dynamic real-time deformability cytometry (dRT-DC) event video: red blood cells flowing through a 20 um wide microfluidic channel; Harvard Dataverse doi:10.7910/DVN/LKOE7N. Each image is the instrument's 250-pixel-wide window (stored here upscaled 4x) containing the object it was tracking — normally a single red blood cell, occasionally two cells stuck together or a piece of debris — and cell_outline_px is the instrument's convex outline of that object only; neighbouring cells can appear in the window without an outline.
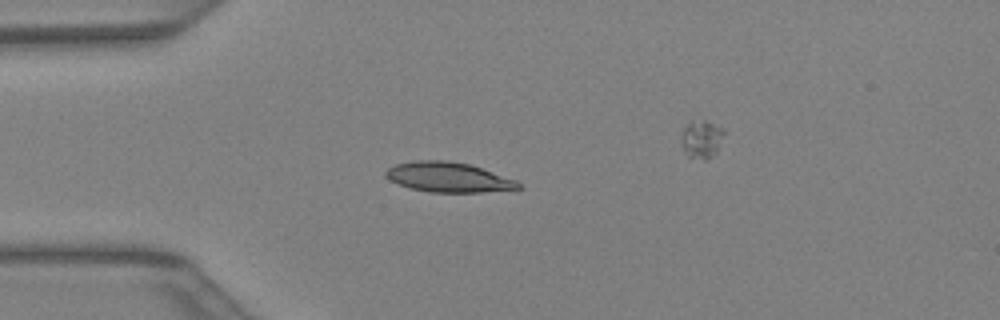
{"species": "Egyptian fruit bat (a non-hibernating species)", "species_latin": "Rousettus aegyptiacus", "temperature_condition": "warm", "stored_images_in_passage": 32, "camera_frame_rate_fps": 3000, "um_per_image_px": 0.085, "animal": {"sex": "female"}, "frame": {"image": 1, "passage_image": 1, "time_ms": 0.0, "image_size_px": [1000, 320], "cell_outline_px": [[524, 188], [480, 192], [432, 192], [412, 188], [400, 184], [384, 176], [384, 172], [388, 168], [396, 164], [416, 160], [448, 160], [468, 164], [516, 180]], "centroid_in_image_um": [38.1, 15.06], "position_along_channel_um": 46.9, "area_um2": 22.77}}
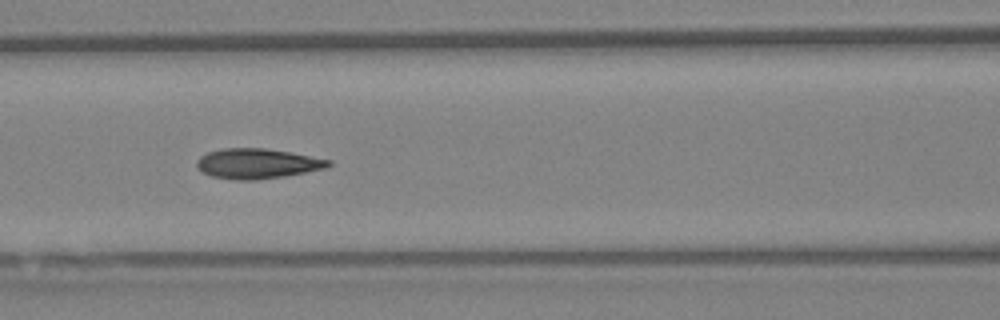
{"frame": {"image": 2, "passage_image": 8, "time_ms": 2.333, "image_size_px": [1000, 320], "cell_outline_px": [[332, 164], [328, 168], [284, 176], [256, 180], [236, 180], [212, 176], [204, 172], [196, 164], [196, 160], [200, 156], [208, 152], [224, 148], [264, 148], [288, 152], [332, 160]], "centroid_in_image_um": [21.89, 13.9], "position_along_channel_um": 144.7, "area_um2": 22.95}}
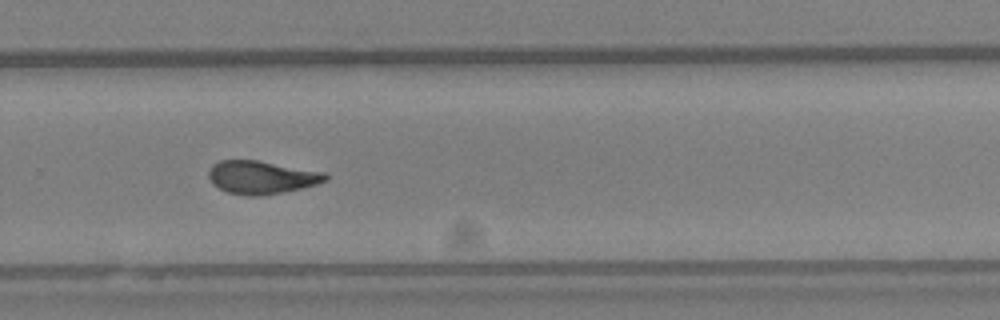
{"frame": {"image": 3, "passage_image": 18, "time_ms": 5.667, "image_size_px": [1000, 320], "cell_outline_px": [[328, 180], [316, 184], [284, 192], [260, 196], [244, 196], [228, 192], [212, 184], [208, 176], [208, 172], [212, 164], [220, 160], [256, 160], [324, 172], [328, 176]], "centroid_in_image_um": [22.2, 15.07], "position_along_channel_um": 307.6, "area_um2": 22.48}}